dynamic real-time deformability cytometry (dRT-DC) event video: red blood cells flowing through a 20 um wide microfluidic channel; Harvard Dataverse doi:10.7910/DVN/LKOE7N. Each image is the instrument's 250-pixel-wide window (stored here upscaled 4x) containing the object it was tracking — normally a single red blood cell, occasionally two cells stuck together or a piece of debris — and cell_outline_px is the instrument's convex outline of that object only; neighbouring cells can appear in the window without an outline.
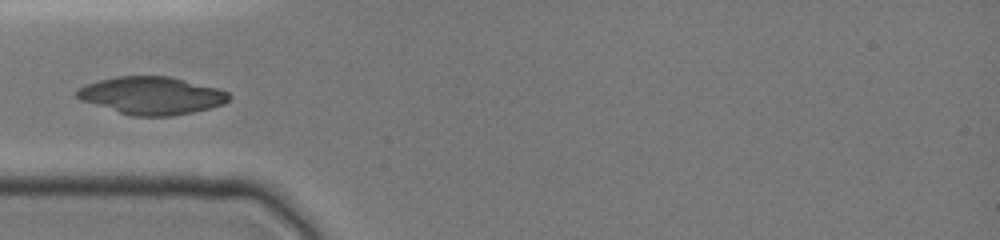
{"species": "common noctule bat (a hibernating species)", "species_latin": "Nyctalus noctula", "temperature_condition": "cold", "stored_images_in_passage": 73, "camera_frame_rate_fps": 3000, "um_per_image_px": 0.085, "animal": {"sex": "female", "body_mass_g": 19.0, "forearm_length_mm": 51.5}, "frame": {"image": 1, "passage_image": 1, "time_ms": 0.0, "image_size_px": [1000, 240], "cell_outline_px": [[232, 96], [224, 104], [192, 112], [172, 116], [132, 116], [80, 100], [76, 96], [76, 92], [84, 84], [116, 76], [168, 76], [216, 88], [228, 92]], "centroid_in_image_um": [12.87, 8.12], "position_along_channel_um": 72.1, "area_um2": 33.06}}
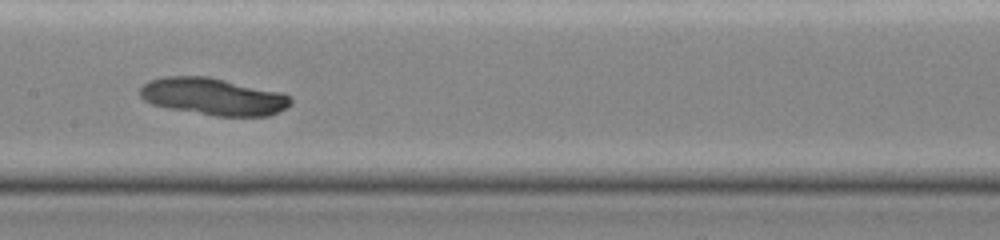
{"frame": {"image": 2, "passage_image": 19, "time_ms": 3.0, "image_size_px": [1000, 240], "cell_outline_px": [[292, 104], [268, 116], [216, 116], [168, 108], [152, 104], [144, 100], [140, 96], [140, 88], [148, 80], [164, 76], [208, 76], [284, 92], [292, 96]], "centroid_in_image_um": [18.15, 8.19], "position_along_channel_um": 189.3, "area_um2": 32.89}}
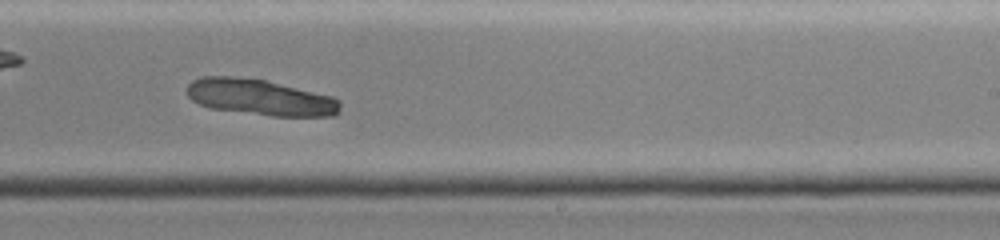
{"frame": {"image": 3, "passage_image": 32, "time_ms": 5.0, "image_size_px": [1000, 240], "cell_outline_px": [[340, 112], [336, 116], [272, 116], [212, 108], [200, 104], [192, 100], [188, 96], [188, 84], [192, 80], [204, 76], [232, 76], [264, 80], [332, 96], [340, 100]], "centroid_in_image_um": [22.14, 8.27], "position_along_channel_um": 266.9, "area_um2": 31.96}}